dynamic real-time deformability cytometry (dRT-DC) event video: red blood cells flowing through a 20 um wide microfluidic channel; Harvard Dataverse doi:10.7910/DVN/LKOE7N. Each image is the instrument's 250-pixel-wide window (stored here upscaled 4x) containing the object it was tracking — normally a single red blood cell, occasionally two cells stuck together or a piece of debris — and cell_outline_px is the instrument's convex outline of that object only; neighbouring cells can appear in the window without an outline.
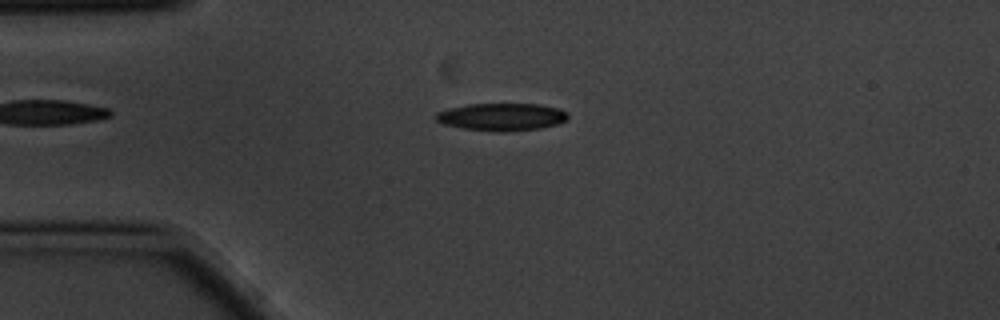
{"species": "common noctule bat (a hibernating species)", "species_latin": "Nyctalus noctula", "temperature_condition": "cold", "stored_images_in_passage": 4, "camera_frame_rate_fps": 3000, "um_per_image_px": 0.085, "animal": {"sex": "male", "body_mass_g": 20.1, "forearm_length_mm": 53.5}, "frame": {"image": 1, "passage_image": 3, "time_ms": 0.667, "image_size_px": [1000, 320], "cell_outline_px": [[568, 116], [564, 120], [556, 124], [540, 128], [508, 132], [496, 132], [464, 128], [444, 124], [436, 120], [432, 116], [436, 112], [448, 108], [468, 104], [536, 104], [560, 108], [568, 112]], "centroid_in_image_um": [42.61, 9.93], "position_along_channel_um": 42.4, "area_um2": 21.27}}